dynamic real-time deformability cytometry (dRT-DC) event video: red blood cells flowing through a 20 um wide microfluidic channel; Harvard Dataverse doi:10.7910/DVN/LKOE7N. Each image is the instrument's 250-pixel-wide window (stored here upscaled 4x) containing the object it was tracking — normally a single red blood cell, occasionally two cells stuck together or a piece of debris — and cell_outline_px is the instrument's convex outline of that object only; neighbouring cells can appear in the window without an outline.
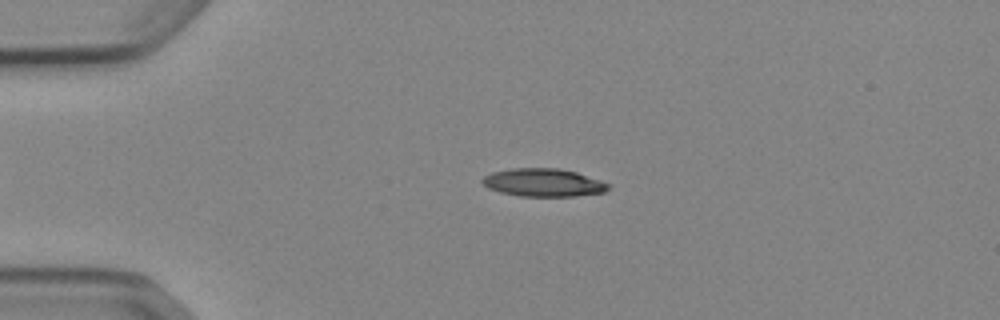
{"species": "Egyptian fruit bat (a non-hibernating species)", "species_latin": "Rousettus aegyptiacus", "temperature_condition": "cold", "stored_images_in_passage": 52, "camera_frame_rate_fps": 3000, "um_per_image_px": 0.085, "animal": {"sex": "female"}, "frame": {"image": 1, "passage_image": 12, "time_ms": 3.667, "image_size_px": [1000, 320], "cell_outline_px": [[612, 188], [604, 192], [576, 196], [520, 196], [500, 192], [488, 188], [480, 180], [484, 176], [492, 172], [512, 168], [560, 168], [576, 172], [612, 184]], "centroid_in_image_um": [46.22, 15.52], "position_along_channel_um": 38.8, "area_um2": 20.69}}
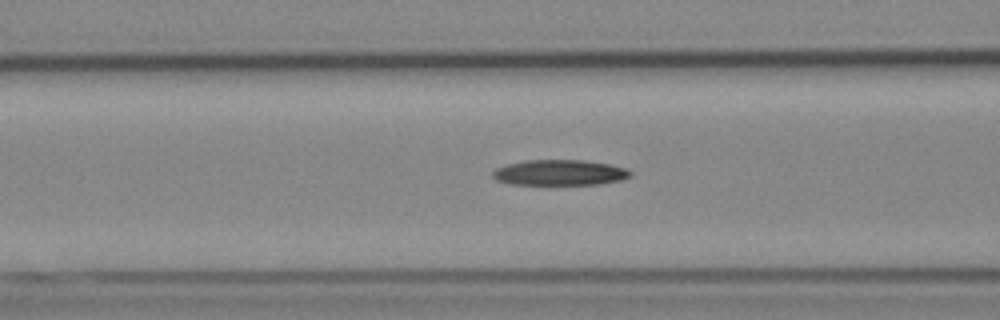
{"frame": {"image": 2, "passage_image": 21, "time_ms": 6.667, "image_size_px": [1000, 320], "cell_outline_px": [[632, 176], [620, 180], [600, 184], [508, 184], [496, 180], [492, 176], [492, 172], [496, 168], [508, 164], [524, 160], [584, 160], [608, 164], [628, 168], [632, 172]], "centroid_in_image_um": [47.58, 14.67], "position_along_channel_um": 119.0, "area_um2": 20.58}}
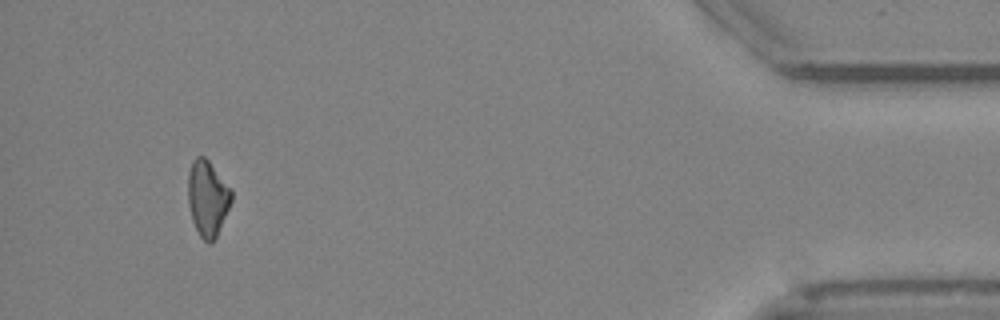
{"frame": {"image": 3, "passage_image": 49, "time_ms": 16.0, "image_size_px": [1000, 320], "cell_outline_px": [[232, 200], [216, 236], [212, 244], [208, 244], [200, 236], [192, 220], [188, 204], [188, 172], [192, 160], [196, 156], [204, 156], [208, 160], [232, 188]], "centroid_in_image_um": [17.64, 16.82], "position_along_channel_um": 417.6, "area_um2": 19.25}, "authors_computed_cell_mechanics": {"area_um2": 20.2011, "velocity_mm_per_s": 3.9068, "shape_relaxation_time_tau1_ms": 5.65, "shape_relaxation_time_tau2_ms": null, "deformation_change_tau1": 0.1414, "deformation_change_tau2": null}}